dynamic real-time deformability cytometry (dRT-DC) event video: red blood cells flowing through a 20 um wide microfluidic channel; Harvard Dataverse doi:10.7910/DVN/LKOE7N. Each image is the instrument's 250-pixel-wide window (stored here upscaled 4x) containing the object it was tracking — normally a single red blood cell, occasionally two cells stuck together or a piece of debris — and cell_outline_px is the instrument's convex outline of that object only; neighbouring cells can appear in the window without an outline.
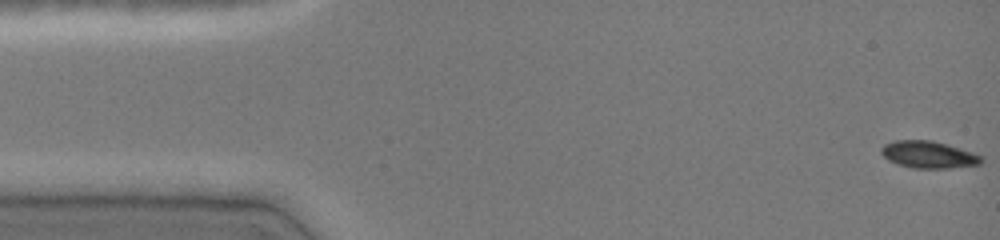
{"species": "common noctule bat (a hibernating species)", "species_latin": "Nyctalus noctula", "temperature_condition": "cold", "stored_images_in_passage": 47, "camera_frame_rate_fps": 3000, "um_per_image_px": 0.085, "animal": {"sex": "female", "body_mass_g": 19.0, "forearm_length_mm": 51.5}, "frame": {"image": 1, "passage_image": 1, "time_ms": 0.0, "image_size_px": [1000, 240], "cell_outline_px": [[984, 160], [980, 164], [948, 168], [912, 168], [896, 164], [888, 160], [880, 152], [880, 148], [884, 144], [896, 140], [932, 140], [972, 152], [980, 156]], "centroid_in_image_um": [78.88, 13.14], "position_along_channel_um": 6.1, "area_um2": 15.72}}
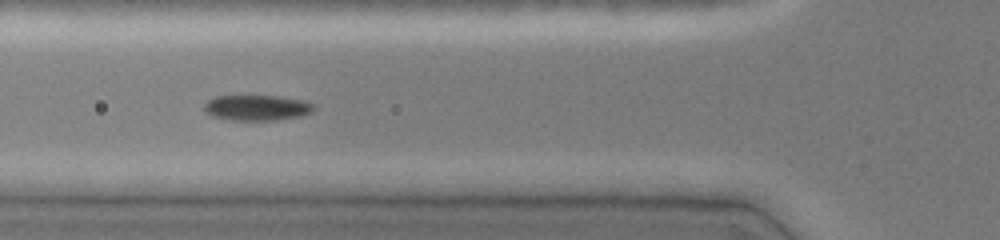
{"frame": {"image": 2, "passage_image": 17, "time_ms": 5.333, "image_size_px": [1000, 240], "cell_outline_px": [[316, 108], [312, 112], [300, 116], [276, 120], [232, 120], [212, 116], [204, 112], [204, 104], [208, 100], [216, 96], [240, 92], [280, 96], [304, 100], [312, 104]], "centroid_in_image_um": [21.78, 9.1], "position_along_channel_um": 104.0, "area_um2": 17.28}}
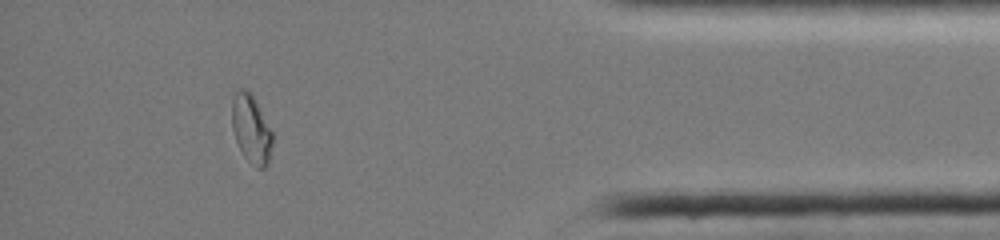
{"frame": {"image": 3, "passage_image": 42, "time_ms": 13.667, "image_size_px": [1000, 240], "cell_outline_px": [[276, 136], [268, 164], [264, 168], [260, 168], [248, 160], [240, 152], [232, 128], [232, 100], [236, 92], [240, 88], [244, 88], [252, 96]], "centroid_in_image_um": [21.39, 11.01], "position_along_channel_um": 413.8, "area_um2": 16.3}, "authors_computed_cell_mechanics": {"area_um2": 16.184, "velocity_mm_per_s": 4.0785, "shape_relaxation_time_tau1_ms": null, "shape_relaxation_time_tau2_ms": 3.9128, "deformation_change_tau1": null, "deformation_change_tau2": 0.0426}}